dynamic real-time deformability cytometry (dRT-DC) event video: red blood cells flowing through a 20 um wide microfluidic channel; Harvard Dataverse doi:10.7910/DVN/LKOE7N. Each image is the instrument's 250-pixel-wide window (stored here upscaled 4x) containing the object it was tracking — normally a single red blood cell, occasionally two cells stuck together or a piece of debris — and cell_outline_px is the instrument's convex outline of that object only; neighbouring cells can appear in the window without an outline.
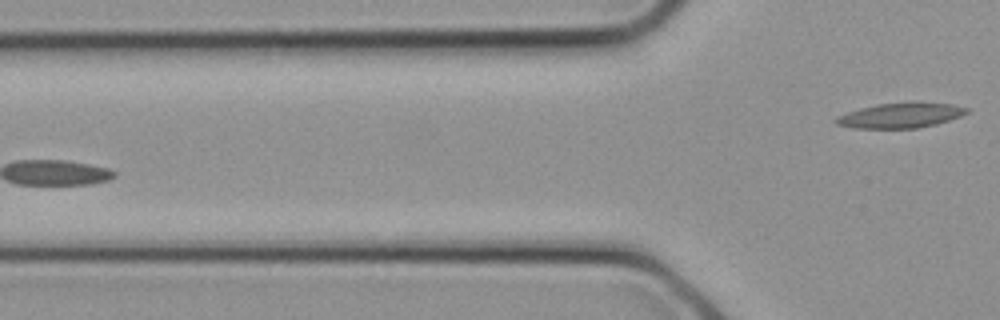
{"species": "common noctule bat (a hibernating species)", "species_latin": "Nyctalus noctula", "temperature_condition": "cold", "stored_images_in_passage": 8, "segment_of_instrument_passage": [2, 2], "camera_frame_rate_fps": 3000, "um_per_image_px": 0.085, "animal": {"sex": "female", "body_mass_g": 21.9}, "frame": {"image": 1, "passage_image": 8, "time_ms": 2.333, "image_size_px": [1000, 320], "cell_outline_px": [[968, 112], [960, 116], [936, 124], [916, 128], [856, 128], [836, 124], [832, 120], [836, 116], [860, 108], [876, 104], [916, 100], [920, 100], [952, 104], [968, 108]], "centroid_in_image_um": [76.55, 9.77], "position_along_channel_um": 49.3, "area_um2": 19.54}}